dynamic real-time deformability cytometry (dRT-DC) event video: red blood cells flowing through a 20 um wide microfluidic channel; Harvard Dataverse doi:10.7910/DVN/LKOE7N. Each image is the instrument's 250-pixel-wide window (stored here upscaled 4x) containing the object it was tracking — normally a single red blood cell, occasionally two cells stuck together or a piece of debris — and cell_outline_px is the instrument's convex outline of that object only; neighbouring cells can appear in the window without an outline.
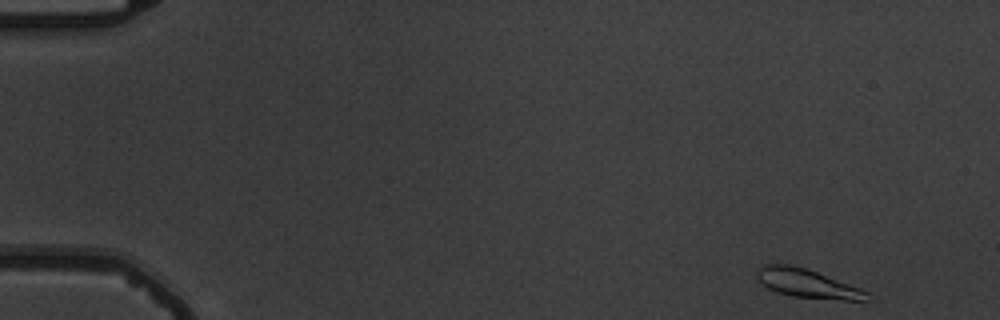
{"species": "common noctule bat (a hibernating species)", "species_latin": "Nyctalus noctula", "temperature_condition": "warm", "stored_images_in_passage": 6, "camera_frame_rate_fps": 3000, "um_per_image_px": 0.085, "animal": {"sex": "male", "body_mass_g": 19.5, "forearm_length_mm": 54.6}, "frame": {"image": 1, "passage_image": 1, "time_ms": 0.0, "image_size_px": [1000, 320], "cell_outline_px": [[876, 300], [844, 300], [792, 296], [776, 292], [768, 288], [756, 276], [756, 268], [764, 264], [788, 264], [804, 268], [816, 272], [860, 288], [868, 292]], "centroid_in_image_um": [68.64, 24.1], "position_along_channel_um": 16.4, "area_um2": 18.32}}